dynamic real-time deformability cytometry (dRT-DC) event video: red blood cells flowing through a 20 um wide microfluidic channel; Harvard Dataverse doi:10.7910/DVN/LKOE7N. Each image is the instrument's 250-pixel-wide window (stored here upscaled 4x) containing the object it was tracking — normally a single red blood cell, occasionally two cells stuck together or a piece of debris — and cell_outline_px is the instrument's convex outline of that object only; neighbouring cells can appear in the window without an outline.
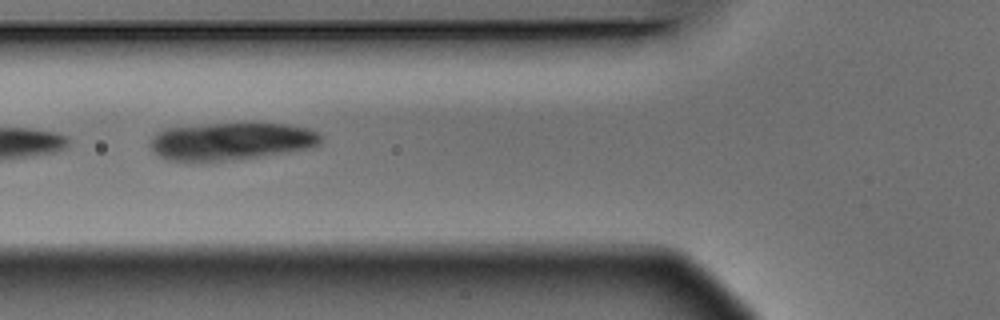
{"species": "Egyptian fruit bat (a non-hibernating species)", "species_latin": "Rousettus aegyptiacus", "temperature_condition": "warm", "stored_images_in_passage": 10, "camera_frame_rate_fps": 3000, "um_per_image_px": 0.085, "animal": {"sex": "male"}, "frame": {"image": 1, "passage_image": 5, "time_ms": 1.333, "image_size_px": [1000, 320], "cell_outline_px": [[324, 140], [320, 144], [312, 148], [288, 152], [260, 156], [188, 164], [168, 160], [160, 156], [148, 144], [148, 140], [156, 132], [164, 128], [204, 124], [288, 124], [308, 128], [324, 136]], "centroid_in_image_um": [19.6, 12.03], "position_along_channel_um": 106.2, "area_um2": 37.97}}
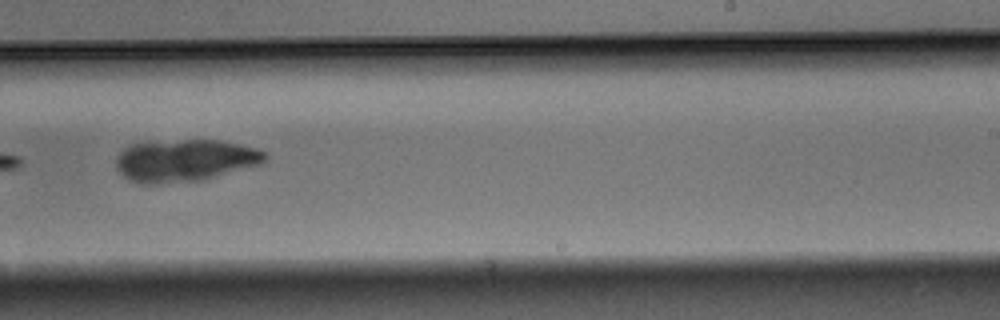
{"frame": {"image": 2, "passage_image": 9, "time_ms": 2.667, "image_size_px": [1000, 320], "cell_outline_px": [[268, 160], [260, 164], [204, 180], [156, 184], [140, 184], [124, 176], [116, 168], [116, 156], [124, 148], [132, 144], [184, 140], [220, 140], [240, 144], [256, 148], [268, 152]], "centroid_in_image_um": [15.76, 13.64], "position_along_channel_um": 273.2, "area_um2": 36.7}}
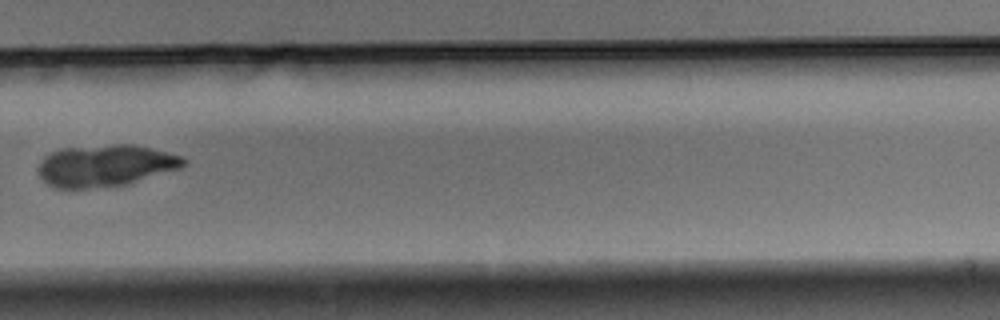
{"frame": {"image": 3, "passage_image": 10, "time_ms": 3.0, "image_size_px": [1000, 320], "cell_outline_px": [[188, 164], [180, 168], [128, 184], [88, 188], [56, 188], [48, 184], [40, 176], [40, 160], [44, 156], [60, 148], [116, 144], [132, 144], [152, 148], [184, 156], [188, 160]], "centroid_in_image_um": [9.01, 14.06], "position_along_channel_um": 320.8, "area_um2": 35.43}}